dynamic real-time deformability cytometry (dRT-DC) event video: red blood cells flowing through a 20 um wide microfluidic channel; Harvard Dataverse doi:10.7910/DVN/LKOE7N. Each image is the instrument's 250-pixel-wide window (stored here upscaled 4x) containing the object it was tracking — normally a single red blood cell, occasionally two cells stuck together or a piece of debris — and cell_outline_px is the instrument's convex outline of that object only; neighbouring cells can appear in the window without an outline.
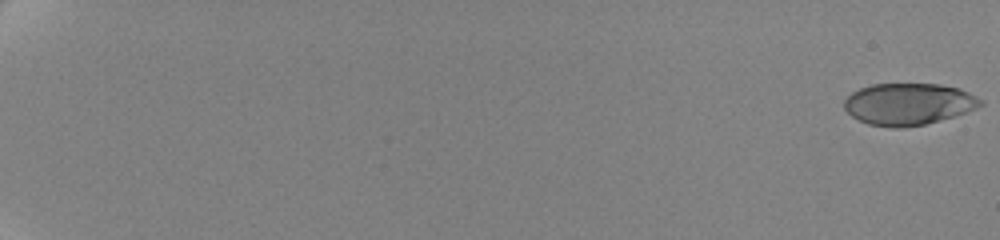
{"species": "human", "species_latin": "Homo sapiens", "temperature_condition": "cold", "stored_images_in_passage": 52, "camera_frame_rate_fps": 3000, "um_per_image_px": 0.085, "donor": {"sex": "female"}, "frame": {"image": 1, "passage_image": 1, "time_ms": 0.0, "image_size_px": [1000, 240], "cell_outline_px": [[984, 104], [976, 108], [940, 120], [924, 124], [900, 128], [896, 128], [868, 124], [852, 116], [844, 108], [844, 100], [852, 92], [860, 88], [872, 84], [940, 84], [960, 88], [984, 100]], "centroid_in_image_um": [77.22, 8.83], "position_along_channel_um": 7.8, "area_um2": 33.06}}
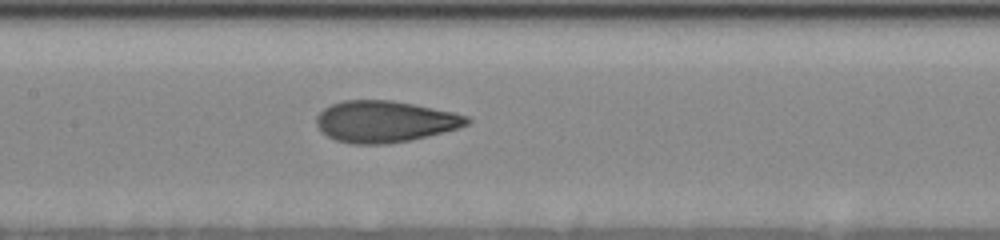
{"frame": {"image": 2, "passage_image": 34, "time_ms": 11.333, "image_size_px": [1000, 240], "cell_outline_px": [[472, 120], [468, 124], [444, 132], [412, 140], [388, 144], [352, 144], [336, 140], [328, 136], [316, 124], [316, 116], [324, 108], [332, 104], [344, 100], [392, 100], [452, 112], [468, 116]], "centroid_in_image_um": [32.71, 10.33], "position_along_channel_um": 174.7, "area_um2": 36.24}}
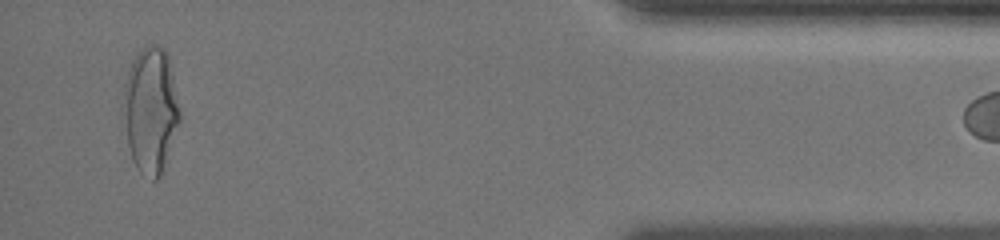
{"frame": {"image": 3, "passage_image": 50, "time_ms": 19.667, "image_size_px": [1000, 240], "cell_outline_px": [[180, 120], [160, 176], [156, 180], [152, 180], [140, 172], [136, 168], [132, 160], [120, 112], [120, 104], [124, 84], [128, 68], [132, 60], [144, 44], [156, 44], [164, 48], [168, 52], [180, 112]], "centroid_in_image_um": [12.75, 9.3], "position_along_channel_um": 422.5, "area_um2": 42.14}}